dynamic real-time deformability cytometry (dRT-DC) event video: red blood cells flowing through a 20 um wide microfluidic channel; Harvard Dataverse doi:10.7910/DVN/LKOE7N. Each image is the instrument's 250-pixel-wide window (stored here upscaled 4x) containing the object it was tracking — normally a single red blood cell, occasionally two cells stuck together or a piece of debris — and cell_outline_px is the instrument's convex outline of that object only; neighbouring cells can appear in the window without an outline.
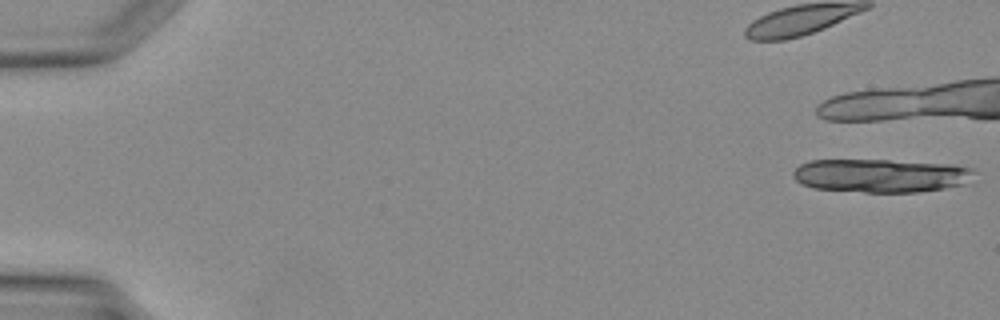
{"species": "Egyptian fruit bat (a non-hibernating species)", "species_latin": "Rousettus aegyptiacus", "temperature_condition": "warm", "stored_images_in_passage": 11, "camera_frame_rate_fps": 3000, "um_per_image_px": 0.085, "animal": {"sex": "female"}, "frame": {"image": 1, "passage_image": 1, "time_ms": 0.0, "image_size_px": [1000, 320], "cell_outline_px": [[976, 172], [972, 184], [920, 192], [864, 192], [816, 188], [800, 184], [792, 176], [792, 172], [800, 164], [812, 160], [888, 160], [956, 164], [972, 168]], "centroid_in_image_um": [74.98, 14.92], "position_along_channel_um": 10.0, "area_um2": 35.95}}